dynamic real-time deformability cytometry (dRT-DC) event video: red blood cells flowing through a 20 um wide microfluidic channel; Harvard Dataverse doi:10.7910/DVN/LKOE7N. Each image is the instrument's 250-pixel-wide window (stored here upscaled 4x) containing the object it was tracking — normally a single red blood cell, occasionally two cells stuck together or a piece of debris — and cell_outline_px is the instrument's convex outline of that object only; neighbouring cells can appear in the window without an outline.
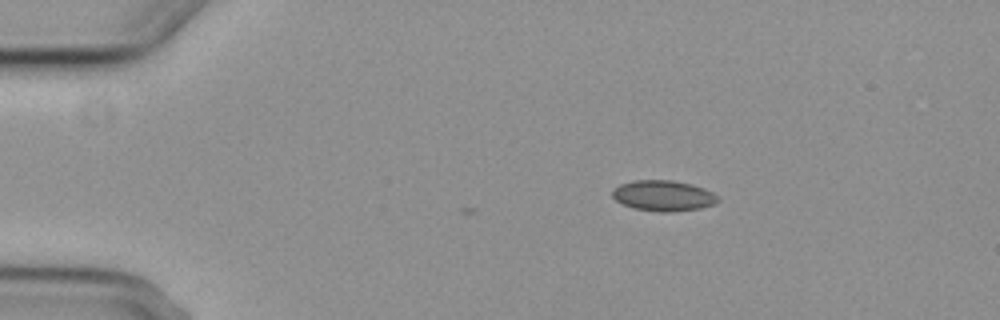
{"species": "common noctule bat (a hibernating species)", "species_latin": "Nyctalus noctula", "temperature_condition": "cold", "stored_images_in_passage": 3, "camera_frame_rate_fps": 3000, "um_per_image_px": 0.085, "animal": {"sex": "female", "body_mass_g": 29.2, "forearm_length_mm": 56.3}, "frame": {"image": 1, "passage_image": 1, "time_ms": 0.0, "image_size_px": [1000, 320], "cell_outline_px": [[720, 200], [712, 204], [700, 208], [672, 212], [660, 212], [632, 208], [616, 200], [612, 196], [612, 188], [620, 184], [632, 180], [672, 180], [692, 184], [704, 188], [712, 192]], "centroid_in_image_um": [56.35, 16.62], "position_along_channel_um": 28.7, "area_um2": 18.9}}